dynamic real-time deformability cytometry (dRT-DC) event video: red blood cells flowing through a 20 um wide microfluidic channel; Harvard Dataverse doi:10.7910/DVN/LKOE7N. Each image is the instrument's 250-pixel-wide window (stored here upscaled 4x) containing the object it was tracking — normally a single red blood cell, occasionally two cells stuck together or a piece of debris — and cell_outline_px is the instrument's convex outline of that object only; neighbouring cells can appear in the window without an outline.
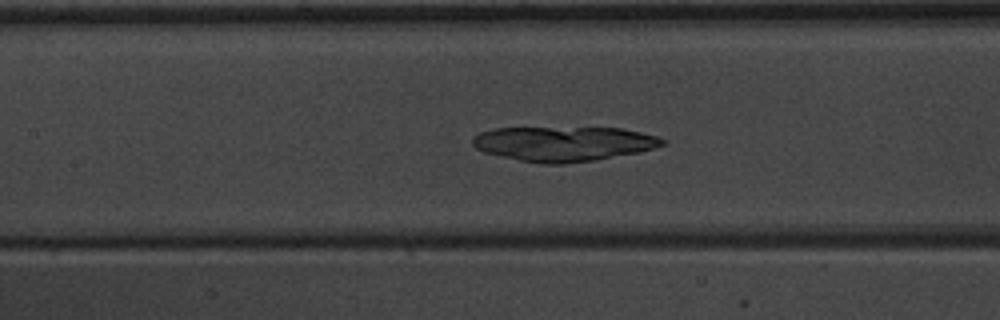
{"species": "common noctule bat (a hibernating species)", "species_latin": "Nyctalus noctula", "temperature_condition": "warm", "stored_images_in_passage": 51, "camera_frame_rate_fps": 3000, "um_per_image_px": 0.085, "animal": {"sex": "male", "body_mass_g": 20.1, "forearm_length_mm": 53.5}, "frame": {"image": 1, "passage_image": 24, "time_ms": 7.667, "image_size_px": [1000, 320], "cell_outline_px": [[668, 140], [664, 144], [656, 148], [640, 152], [596, 160], [564, 164], [544, 164], [520, 160], [500, 156], [484, 152], [476, 148], [472, 144], [472, 136], [480, 132], [496, 128], [624, 128], [656, 136]], "centroid_in_image_um": [47.93, 12.22], "position_along_channel_um": 159.5, "area_um2": 38.61}}
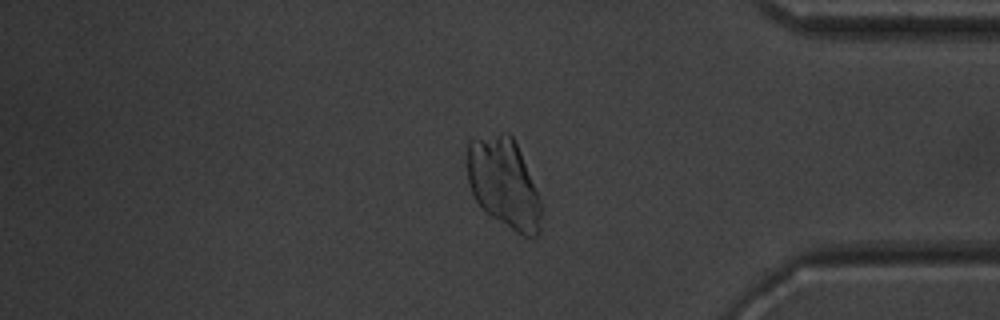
{"frame": {"image": 2, "passage_image": 43, "time_ms": 14.0, "image_size_px": [1000, 320], "cell_outline_px": [[540, 232], [536, 236], [524, 236], [516, 232], [492, 216], [472, 196], [468, 184], [464, 160], [468, 140], [500, 132], [508, 132], [512, 136], [520, 152], [540, 200]], "centroid_in_image_um": [42.75, 15.52], "position_along_channel_um": 392.4, "area_um2": 38.78}}